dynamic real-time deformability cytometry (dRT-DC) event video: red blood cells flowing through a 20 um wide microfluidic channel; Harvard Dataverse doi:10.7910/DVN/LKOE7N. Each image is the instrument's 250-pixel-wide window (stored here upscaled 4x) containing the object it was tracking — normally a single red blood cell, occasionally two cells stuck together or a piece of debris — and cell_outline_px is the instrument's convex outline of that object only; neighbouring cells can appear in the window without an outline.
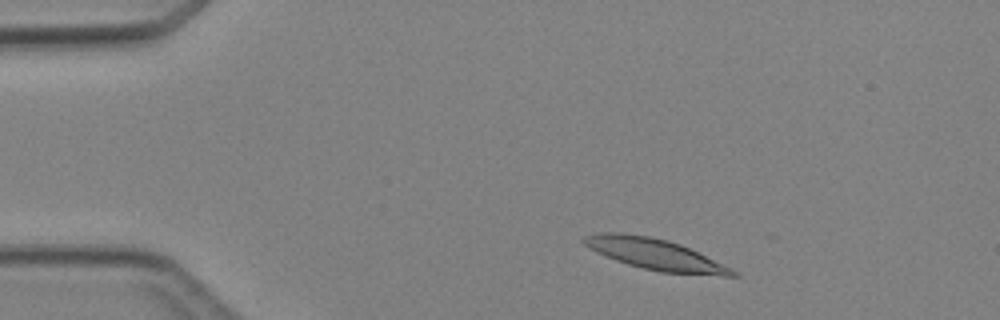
{"species": "Egyptian fruit bat (a non-hibernating species)", "species_latin": "Rousettus aegyptiacus", "temperature_condition": "cold", "stored_images_in_passage": 5, "camera_frame_rate_fps": 3000, "um_per_image_px": 0.085, "animal": {"sex": "female"}, "frame": {"image": 1, "passage_image": 2, "time_ms": 1.0, "image_size_px": [1000, 320], "cell_outline_px": [[740, 276], [724, 276], [660, 272], [628, 264], [616, 260], [596, 252], [588, 248], [580, 240], [584, 236], [596, 232], [616, 232], [648, 236], [668, 240], [680, 244], [732, 268], [740, 272]], "centroid_in_image_um": [55.68, 21.61], "position_along_channel_um": 29.3, "area_um2": 26.88}}
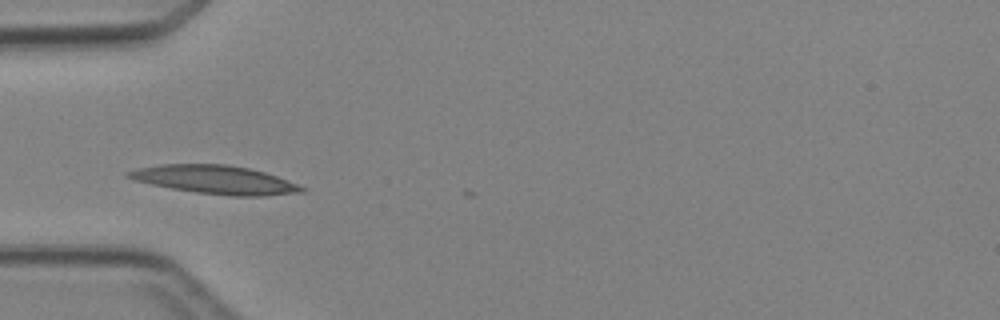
{"frame": {"image": 2, "passage_image": 4, "time_ms": 3.333, "image_size_px": [1000, 320], "cell_outline_px": [[308, 188], [304, 192], [264, 196], [228, 196], [196, 192], [172, 188], [152, 184], [136, 180], [124, 176], [124, 172], [140, 168], [160, 164], [224, 164], [248, 168], [264, 172], [276, 176]], "centroid_in_image_um": [18.31, 15.28], "position_along_channel_um": 66.7, "area_um2": 28.61}}